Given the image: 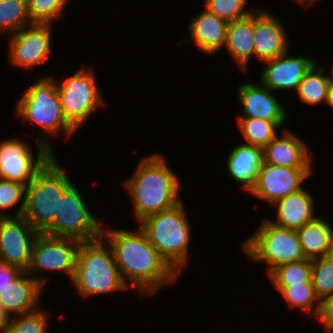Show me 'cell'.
<instances>
[{"label": "cell", "mask_w": 333, "mask_h": 333, "mask_svg": "<svg viewBox=\"0 0 333 333\" xmlns=\"http://www.w3.org/2000/svg\"><path fill=\"white\" fill-rule=\"evenodd\" d=\"M38 234L22 216L0 217V261L26 271Z\"/></svg>", "instance_id": "14"}, {"label": "cell", "mask_w": 333, "mask_h": 333, "mask_svg": "<svg viewBox=\"0 0 333 333\" xmlns=\"http://www.w3.org/2000/svg\"><path fill=\"white\" fill-rule=\"evenodd\" d=\"M138 229L134 232L102 227L101 236L111 246L125 284H131L142 296H152L165 284L175 282L179 274L150 243L144 231L140 227Z\"/></svg>", "instance_id": "1"}, {"label": "cell", "mask_w": 333, "mask_h": 333, "mask_svg": "<svg viewBox=\"0 0 333 333\" xmlns=\"http://www.w3.org/2000/svg\"><path fill=\"white\" fill-rule=\"evenodd\" d=\"M71 283L83 297L128 290L114 261L113 250L102 236L81 242Z\"/></svg>", "instance_id": "3"}, {"label": "cell", "mask_w": 333, "mask_h": 333, "mask_svg": "<svg viewBox=\"0 0 333 333\" xmlns=\"http://www.w3.org/2000/svg\"><path fill=\"white\" fill-rule=\"evenodd\" d=\"M72 184L59 200L58 212L53 223L43 232L57 238H70L79 242L98 239L102 234V224L92 215L84 196Z\"/></svg>", "instance_id": "8"}, {"label": "cell", "mask_w": 333, "mask_h": 333, "mask_svg": "<svg viewBox=\"0 0 333 333\" xmlns=\"http://www.w3.org/2000/svg\"><path fill=\"white\" fill-rule=\"evenodd\" d=\"M22 272L19 267L0 261V296Z\"/></svg>", "instance_id": "36"}, {"label": "cell", "mask_w": 333, "mask_h": 333, "mask_svg": "<svg viewBox=\"0 0 333 333\" xmlns=\"http://www.w3.org/2000/svg\"><path fill=\"white\" fill-rule=\"evenodd\" d=\"M286 300L290 308L300 307L313 317L317 316L320 300L315 295L312 282L292 285L290 287H275ZM317 303V305H316Z\"/></svg>", "instance_id": "29"}, {"label": "cell", "mask_w": 333, "mask_h": 333, "mask_svg": "<svg viewBox=\"0 0 333 333\" xmlns=\"http://www.w3.org/2000/svg\"><path fill=\"white\" fill-rule=\"evenodd\" d=\"M224 47L242 71H247L254 56V12L243 19L229 22Z\"/></svg>", "instance_id": "23"}, {"label": "cell", "mask_w": 333, "mask_h": 333, "mask_svg": "<svg viewBox=\"0 0 333 333\" xmlns=\"http://www.w3.org/2000/svg\"><path fill=\"white\" fill-rule=\"evenodd\" d=\"M325 68L318 66L315 62L305 73L299 84L298 98L307 105L326 103L327 93L331 85L330 76L324 73Z\"/></svg>", "instance_id": "25"}, {"label": "cell", "mask_w": 333, "mask_h": 333, "mask_svg": "<svg viewBox=\"0 0 333 333\" xmlns=\"http://www.w3.org/2000/svg\"><path fill=\"white\" fill-rule=\"evenodd\" d=\"M42 290L44 287L29 273L23 271L10 283L3 296H0V305L4 314L11 318L38 309Z\"/></svg>", "instance_id": "18"}, {"label": "cell", "mask_w": 333, "mask_h": 333, "mask_svg": "<svg viewBox=\"0 0 333 333\" xmlns=\"http://www.w3.org/2000/svg\"><path fill=\"white\" fill-rule=\"evenodd\" d=\"M183 201L139 222L147 239L168 264L181 275L188 265L191 225Z\"/></svg>", "instance_id": "5"}, {"label": "cell", "mask_w": 333, "mask_h": 333, "mask_svg": "<svg viewBox=\"0 0 333 333\" xmlns=\"http://www.w3.org/2000/svg\"><path fill=\"white\" fill-rule=\"evenodd\" d=\"M16 113L24 120L40 127L41 133L37 142L43 143L52 152L49 136L59 135L62 131L68 138L77 131L63 113L56 79L51 76L40 78L27 87L17 102Z\"/></svg>", "instance_id": "4"}, {"label": "cell", "mask_w": 333, "mask_h": 333, "mask_svg": "<svg viewBox=\"0 0 333 333\" xmlns=\"http://www.w3.org/2000/svg\"><path fill=\"white\" fill-rule=\"evenodd\" d=\"M123 185L130 195L138 223L182 201L179 177L168 167L165 158L157 153L144 157Z\"/></svg>", "instance_id": "2"}, {"label": "cell", "mask_w": 333, "mask_h": 333, "mask_svg": "<svg viewBox=\"0 0 333 333\" xmlns=\"http://www.w3.org/2000/svg\"><path fill=\"white\" fill-rule=\"evenodd\" d=\"M245 255L252 261L267 264V275L276 267L305 258L297 231L279 227L263 219L259 228L242 243Z\"/></svg>", "instance_id": "7"}, {"label": "cell", "mask_w": 333, "mask_h": 333, "mask_svg": "<svg viewBox=\"0 0 333 333\" xmlns=\"http://www.w3.org/2000/svg\"><path fill=\"white\" fill-rule=\"evenodd\" d=\"M322 322L327 333L333 331V294L320 300V307L315 317Z\"/></svg>", "instance_id": "35"}, {"label": "cell", "mask_w": 333, "mask_h": 333, "mask_svg": "<svg viewBox=\"0 0 333 333\" xmlns=\"http://www.w3.org/2000/svg\"><path fill=\"white\" fill-rule=\"evenodd\" d=\"M97 84L92 69L85 67L60 82L56 81L63 113L77 130L104 102Z\"/></svg>", "instance_id": "9"}, {"label": "cell", "mask_w": 333, "mask_h": 333, "mask_svg": "<svg viewBox=\"0 0 333 333\" xmlns=\"http://www.w3.org/2000/svg\"><path fill=\"white\" fill-rule=\"evenodd\" d=\"M332 72H331V74L329 75L330 76V81H331V83L333 84V67H332V70H331Z\"/></svg>", "instance_id": "40"}, {"label": "cell", "mask_w": 333, "mask_h": 333, "mask_svg": "<svg viewBox=\"0 0 333 333\" xmlns=\"http://www.w3.org/2000/svg\"><path fill=\"white\" fill-rule=\"evenodd\" d=\"M311 194L304 188L275 201L272 205L277 208L276 220L268 221L290 230H299L304 224L314 221L318 216L314 215L315 202Z\"/></svg>", "instance_id": "20"}, {"label": "cell", "mask_w": 333, "mask_h": 333, "mask_svg": "<svg viewBox=\"0 0 333 333\" xmlns=\"http://www.w3.org/2000/svg\"><path fill=\"white\" fill-rule=\"evenodd\" d=\"M247 0H205L204 7L217 17L229 22L250 16L255 10H245Z\"/></svg>", "instance_id": "34"}, {"label": "cell", "mask_w": 333, "mask_h": 333, "mask_svg": "<svg viewBox=\"0 0 333 333\" xmlns=\"http://www.w3.org/2000/svg\"><path fill=\"white\" fill-rule=\"evenodd\" d=\"M72 184L54 154L26 186L22 217L43 233L53 223L59 200Z\"/></svg>", "instance_id": "6"}, {"label": "cell", "mask_w": 333, "mask_h": 333, "mask_svg": "<svg viewBox=\"0 0 333 333\" xmlns=\"http://www.w3.org/2000/svg\"><path fill=\"white\" fill-rule=\"evenodd\" d=\"M272 90L260 84L245 82L238 87V101L243 114L238 118H258L268 122H286V107L272 95Z\"/></svg>", "instance_id": "17"}, {"label": "cell", "mask_w": 333, "mask_h": 333, "mask_svg": "<svg viewBox=\"0 0 333 333\" xmlns=\"http://www.w3.org/2000/svg\"><path fill=\"white\" fill-rule=\"evenodd\" d=\"M306 259H317L333 254V229L321 217L297 230Z\"/></svg>", "instance_id": "24"}, {"label": "cell", "mask_w": 333, "mask_h": 333, "mask_svg": "<svg viewBox=\"0 0 333 333\" xmlns=\"http://www.w3.org/2000/svg\"><path fill=\"white\" fill-rule=\"evenodd\" d=\"M267 9L254 11V56L264 62L288 51L287 32L280 19Z\"/></svg>", "instance_id": "15"}, {"label": "cell", "mask_w": 333, "mask_h": 333, "mask_svg": "<svg viewBox=\"0 0 333 333\" xmlns=\"http://www.w3.org/2000/svg\"><path fill=\"white\" fill-rule=\"evenodd\" d=\"M237 124L246 140L245 144L264 148L278 134L277 129L284 123L289 122H268L258 118H237Z\"/></svg>", "instance_id": "26"}, {"label": "cell", "mask_w": 333, "mask_h": 333, "mask_svg": "<svg viewBox=\"0 0 333 333\" xmlns=\"http://www.w3.org/2000/svg\"><path fill=\"white\" fill-rule=\"evenodd\" d=\"M263 162L284 167H312L307 144L287 130L263 148Z\"/></svg>", "instance_id": "19"}, {"label": "cell", "mask_w": 333, "mask_h": 333, "mask_svg": "<svg viewBox=\"0 0 333 333\" xmlns=\"http://www.w3.org/2000/svg\"><path fill=\"white\" fill-rule=\"evenodd\" d=\"M326 104L333 108V84L329 86L327 93Z\"/></svg>", "instance_id": "38"}, {"label": "cell", "mask_w": 333, "mask_h": 333, "mask_svg": "<svg viewBox=\"0 0 333 333\" xmlns=\"http://www.w3.org/2000/svg\"><path fill=\"white\" fill-rule=\"evenodd\" d=\"M298 2L300 5H303L304 7L307 6V8L309 6H312L314 3H316V1L318 2L319 0H295V2Z\"/></svg>", "instance_id": "39"}, {"label": "cell", "mask_w": 333, "mask_h": 333, "mask_svg": "<svg viewBox=\"0 0 333 333\" xmlns=\"http://www.w3.org/2000/svg\"><path fill=\"white\" fill-rule=\"evenodd\" d=\"M190 38L204 54H215L224 47L228 22L204 9L188 25Z\"/></svg>", "instance_id": "21"}, {"label": "cell", "mask_w": 333, "mask_h": 333, "mask_svg": "<svg viewBox=\"0 0 333 333\" xmlns=\"http://www.w3.org/2000/svg\"><path fill=\"white\" fill-rule=\"evenodd\" d=\"M288 51L279 57L264 61L267 66L260 74V82L272 91L298 90L305 73L316 60L305 56L287 57Z\"/></svg>", "instance_id": "16"}, {"label": "cell", "mask_w": 333, "mask_h": 333, "mask_svg": "<svg viewBox=\"0 0 333 333\" xmlns=\"http://www.w3.org/2000/svg\"><path fill=\"white\" fill-rule=\"evenodd\" d=\"M49 314L38 308L32 312L9 318L4 333H47Z\"/></svg>", "instance_id": "30"}, {"label": "cell", "mask_w": 333, "mask_h": 333, "mask_svg": "<svg viewBox=\"0 0 333 333\" xmlns=\"http://www.w3.org/2000/svg\"><path fill=\"white\" fill-rule=\"evenodd\" d=\"M68 0H27L28 16L32 23L53 24L61 16Z\"/></svg>", "instance_id": "33"}, {"label": "cell", "mask_w": 333, "mask_h": 333, "mask_svg": "<svg viewBox=\"0 0 333 333\" xmlns=\"http://www.w3.org/2000/svg\"><path fill=\"white\" fill-rule=\"evenodd\" d=\"M9 318L4 314L2 307L0 305V333H4V327L8 322Z\"/></svg>", "instance_id": "37"}, {"label": "cell", "mask_w": 333, "mask_h": 333, "mask_svg": "<svg viewBox=\"0 0 333 333\" xmlns=\"http://www.w3.org/2000/svg\"><path fill=\"white\" fill-rule=\"evenodd\" d=\"M312 174L310 167H284L262 162L256 182L249 193L271 205L300 191L302 183Z\"/></svg>", "instance_id": "13"}, {"label": "cell", "mask_w": 333, "mask_h": 333, "mask_svg": "<svg viewBox=\"0 0 333 333\" xmlns=\"http://www.w3.org/2000/svg\"><path fill=\"white\" fill-rule=\"evenodd\" d=\"M311 281L319 300L333 294V254L312 260Z\"/></svg>", "instance_id": "31"}, {"label": "cell", "mask_w": 333, "mask_h": 333, "mask_svg": "<svg viewBox=\"0 0 333 333\" xmlns=\"http://www.w3.org/2000/svg\"><path fill=\"white\" fill-rule=\"evenodd\" d=\"M37 155L22 139H5L0 142V178L28 185L36 173L54 155L43 143L37 142Z\"/></svg>", "instance_id": "11"}, {"label": "cell", "mask_w": 333, "mask_h": 333, "mask_svg": "<svg viewBox=\"0 0 333 333\" xmlns=\"http://www.w3.org/2000/svg\"><path fill=\"white\" fill-rule=\"evenodd\" d=\"M80 244L81 242L74 239L57 238L39 233L33 243L31 261L26 272L43 287L47 280L34 274L43 273L44 270L63 272L72 281Z\"/></svg>", "instance_id": "10"}, {"label": "cell", "mask_w": 333, "mask_h": 333, "mask_svg": "<svg viewBox=\"0 0 333 333\" xmlns=\"http://www.w3.org/2000/svg\"><path fill=\"white\" fill-rule=\"evenodd\" d=\"M53 24L32 23L10 35L9 61L22 69L42 66L51 53Z\"/></svg>", "instance_id": "12"}, {"label": "cell", "mask_w": 333, "mask_h": 333, "mask_svg": "<svg viewBox=\"0 0 333 333\" xmlns=\"http://www.w3.org/2000/svg\"><path fill=\"white\" fill-rule=\"evenodd\" d=\"M268 276L274 287H290L304 282H312V260L304 259L282 264Z\"/></svg>", "instance_id": "27"}, {"label": "cell", "mask_w": 333, "mask_h": 333, "mask_svg": "<svg viewBox=\"0 0 333 333\" xmlns=\"http://www.w3.org/2000/svg\"><path fill=\"white\" fill-rule=\"evenodd\" d=\"M263 162V149L245 143L231 150L227 158V170L247 193L253 188Z\"/></svg>", "instance_id": "22"}, {"label": "cell", "mask_w": 333, "mask_h": 333, "mask_svg": "<svg viewBox=\"0 0 333 333\" xmlns=\"http://www.w3.org/2000/svg\"><path fill=\"white\" fill-rule=\"evenodd\" d=\"M26 185L0 178V217H10L4 212L21 202L20 208L11 217L22 216L25 205ZM22 199V200H21Z\"/></svg>", "instance_id": "32"}, {"label": "cell", "mask_w": 333, "mask_h": 333, "mask_svg": "<svg viewBox=\"0 0 333 333\" xmlns=\"http://www.w3.org/2000/svg\"><path fill=\"white\" fill-rule=\"evenodd\" d=\"M28 24L27 0H0V34L12 35Z\"/></svg>", "instance_id": "28"}]
</instances>
